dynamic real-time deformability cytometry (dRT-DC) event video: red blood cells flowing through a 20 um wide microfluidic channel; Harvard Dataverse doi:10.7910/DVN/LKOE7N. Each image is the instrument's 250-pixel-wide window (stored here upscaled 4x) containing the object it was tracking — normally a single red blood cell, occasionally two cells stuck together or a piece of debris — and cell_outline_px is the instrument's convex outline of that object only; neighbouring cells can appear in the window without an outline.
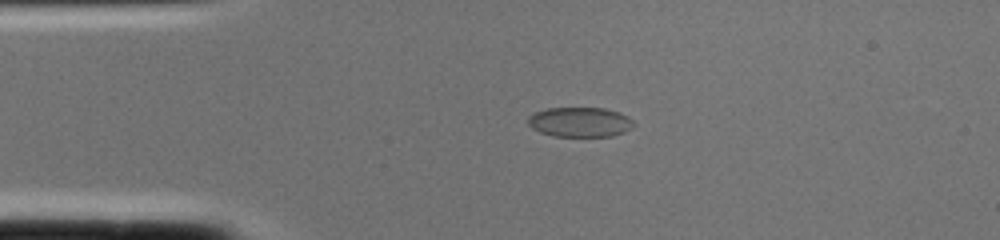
{"species": "common noctule bat (a hibernating species)", "species_latin": "Nyctalus noctula", "temperature_condition": "cold", "stored_images_in_passage": 1, "camera_frame_rate_fps": 3000, "um_per_image_px": 0.085, "animal": {"sex": "female", "body_mass_g": 22.0, "forearm_length_mm": 56.7}, "frame": {"image": 1, "passage_image": 1, "time_ms": 0.0, "image_size_px": [1000, 240], "cell_outline_px": [[636, 124], [632, 128], [624, 132], [612, 136], [552, 136], [540, 132], [532, 128], [528, 124], [528, 116], [536, 112], [548, 108], [604, 108], [620, 112], [628, 116]], "centroid_in_image_um": [49.32, 10.37], "position_along_channel_um": 35.7, "area_um2": 18.44}}